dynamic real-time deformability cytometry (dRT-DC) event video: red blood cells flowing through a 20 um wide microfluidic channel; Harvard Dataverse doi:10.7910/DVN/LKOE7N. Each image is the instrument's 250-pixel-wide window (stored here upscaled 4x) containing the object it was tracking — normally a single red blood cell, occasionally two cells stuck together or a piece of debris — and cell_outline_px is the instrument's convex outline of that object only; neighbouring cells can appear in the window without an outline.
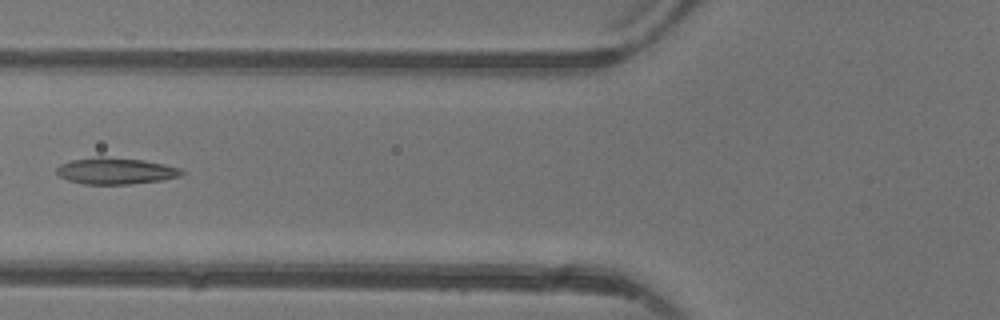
{"species": "common noctule bat (a hibernating species)", "species_latin": "Nyctalus noctula", "temperature_condition": "warm", "stored_images_in_passage": 5, "segment_of_instrument_passage": [2, 2], "camera_frame_rate_fps": 3000, "um_per_image_px": 0.085, "animal": {"sex": "female"}, "frame": {"image": 1, "passage_image": 5, "time_ms": 5.667, "image_size_px": [1000, 320], "cell_outline_px": [[184, 172], [180, 176], [164, 180], [128, 184], [84, 184], [68, 180], [60, 176], [56, 172], [56, 168], [60, 164], [72, 160], [96, 156], [104, 156], [144, 160], [184, 168]], "centroid_in_image_um": [9.86, 14.52], "position_along_channel_um": 115.9, "area_um2": 19.48}}